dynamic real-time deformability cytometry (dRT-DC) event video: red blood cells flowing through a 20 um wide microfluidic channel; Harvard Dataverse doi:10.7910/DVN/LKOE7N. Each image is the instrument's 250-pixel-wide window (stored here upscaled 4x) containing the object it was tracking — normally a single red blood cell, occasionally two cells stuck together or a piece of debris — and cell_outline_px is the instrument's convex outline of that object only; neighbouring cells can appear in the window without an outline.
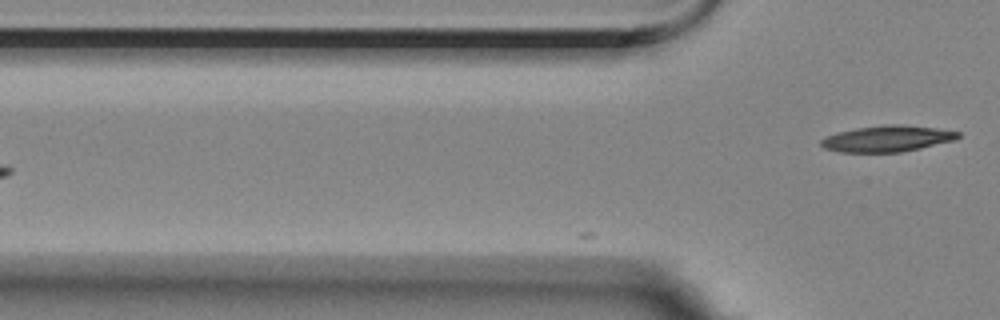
{"species": "Egyptian fruit bat (a non-hibernating species)", "species_latin": "Rousettus aegyptiacus", "temperature_condition": "room temperature", "stored_images_in_passage": 3, "camera_frame_rate_fps": 3000, "um_per_image_px": 0.085, "animal": {"sex": "female"}, "frame": {"image": 1, "passage_image": 3, "time_ms": 0.667, "image_size_px": [1000, 320], "cell_outline_px": [[960, 136], [956, 140], [920, 148], [900, 152], [840, 152], [824, 148], [820, 144], [820, 140], [824, 136], [836, 132], [856, 128], [888, 124], [896, 124], [936, 128], [960, 132]], "centroid_in_image_um": [75.38, 11.78], "position_along_channel_um": 50.4, "area_um2": 20.92}}